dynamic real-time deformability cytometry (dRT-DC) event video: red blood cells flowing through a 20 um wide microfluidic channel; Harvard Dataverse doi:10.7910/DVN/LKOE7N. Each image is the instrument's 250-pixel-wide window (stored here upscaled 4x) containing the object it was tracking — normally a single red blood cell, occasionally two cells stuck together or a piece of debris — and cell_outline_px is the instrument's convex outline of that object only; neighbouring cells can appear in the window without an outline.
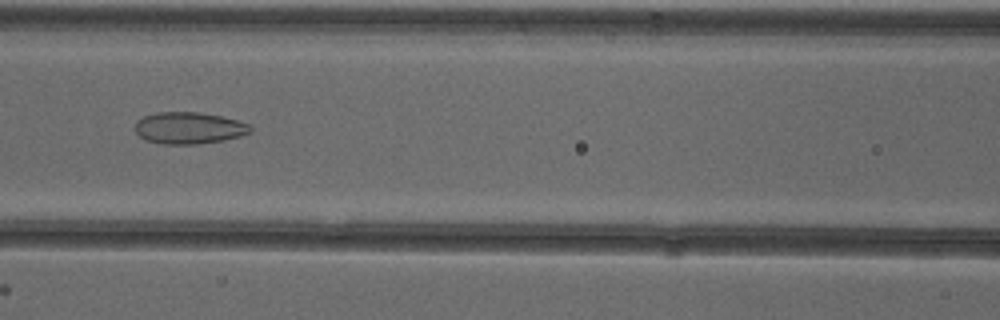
{"species": "common noctule bat (a hibernating species)", "species_latin": "Nyctalus noctula", "temperature_condition": "cold", "stored_images_in_passage": 53, "camera_frame_rate_fps": 3000, "um_per_image_px": 0.085, "animal": {"sex": "female"}, "frame": {"image": 1, "passage_image": 24, "time_ms": 7.667, "image_size_px": [1000, 320], "cell_outline_px": [[252, 132], [240, 136], [224, 140], [200, 144], [160, 144], [144, 140], [136, 132], [136, 120], [144, 116], [156, 112], [200, 112], [220, 116], [236, 120], [248, 124], [252, 128]], "centroid_in_image_um": [16.05, 10.88], "position_along_channel_um": 150.6, "area_um2": 21.44}}
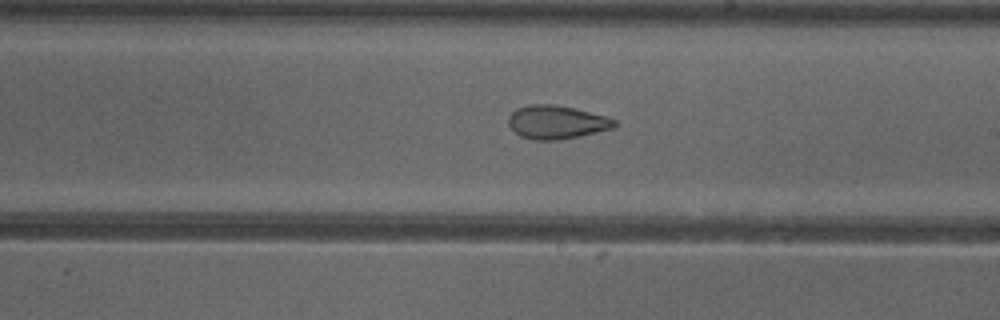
{"frame": {"image": 2, "passage_image": 31, "time_ms": 10.0, "image_size_px": [1000, 320], "cell_outline_px": [[616, 124], [612, 128], [576, 136], [556, 140], [532, 140], [520, 136], [508, 124], [508, 116], [516, 108], [528, 104], [552, 104], [572, 108], [604, 116], [616, 120]], "centroid_in_image_um": [47.23, 10.38], "position_along_channel_um": 241.8, "area_um2": 20.29}}
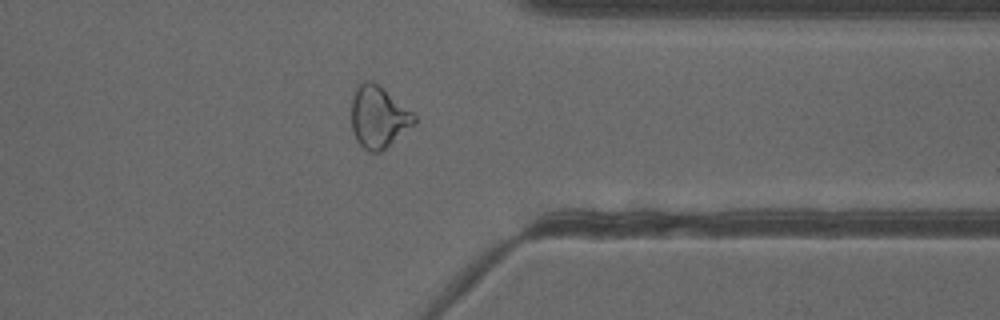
{"frame": {"image": 3, "passage_image": 42, "time_ms": 13.667, "image_size_px": [1000, 320], "cell_outline_px": [[416, 124], [384, 152], [368, 152], [356, 140], [352, 132], [352, 96], [356, 84], [364, 80], [372, 80], [412, 112], [416, 116]], "centroid_in_image_um": [32.17, 9.98], "position_along_channel_um": 379.2, "area_um2": 23.06}, "authors_computed_cell_mechanics": {"area_um2": 25.0852, "velocity_mm_per_s": 3.9106, "shape_relaxation_time_tau1_ms": null, "shape_relaxation_time_tau2_ms": 2.0228, "deformation_change_tau1": null, "deformation_change_tau2": 0.0897}}